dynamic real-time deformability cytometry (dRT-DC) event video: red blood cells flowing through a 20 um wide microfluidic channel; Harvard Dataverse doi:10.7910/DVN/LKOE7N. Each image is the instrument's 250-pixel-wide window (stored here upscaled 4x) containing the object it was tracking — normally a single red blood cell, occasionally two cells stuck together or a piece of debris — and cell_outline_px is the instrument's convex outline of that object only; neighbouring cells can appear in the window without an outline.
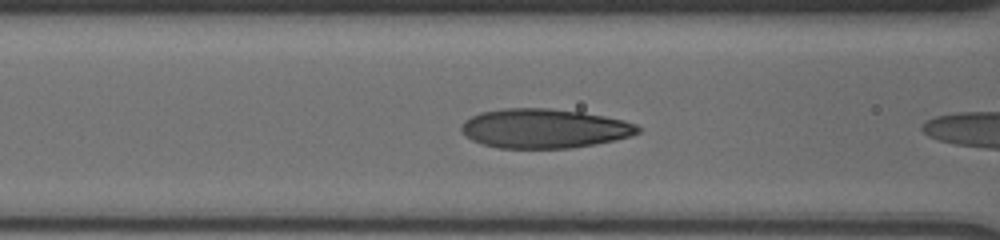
{"species": "human", "species_latin": "Homo sapiens", "temperature_condition": "cold", "stored_images_in_passage": 7, "camera_frame_rate_fps": 3000, "um_per_image_px": 0.085, "donor": {"sex": "male"}, "frame": {"image": 1, "passage_image": 6, "time_ms": 1.333, "image_size_px": [1000, 240], "cell_outline_px": [[640, 132], [632, 136], [596, 144], [568, 148], [500, 148], [484, 144], [472, 140], [460, 132], [460, 128], [464, 120], [480, 112], [504, 108], [548, 108], [580, 112], [604, 116], [624, 120], [636, 124], [640, 128]], "centroid_in_image_um": [46.25, 10.92], "position_along_channel_um": 120.4, "area_um2": 40.52}}